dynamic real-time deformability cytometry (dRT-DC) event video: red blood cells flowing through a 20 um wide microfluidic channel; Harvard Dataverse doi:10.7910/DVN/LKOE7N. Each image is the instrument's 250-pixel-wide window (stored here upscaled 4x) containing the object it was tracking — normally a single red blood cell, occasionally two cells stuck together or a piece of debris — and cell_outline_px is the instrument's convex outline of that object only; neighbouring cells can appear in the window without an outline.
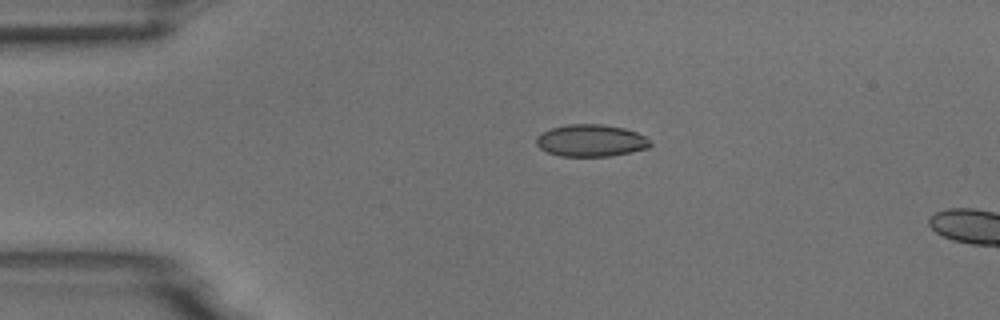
{"species": "common noctule bat (a hibernating species)", "species_latin": "Nyctalus noctula", "temperature_condition": "room temperature", "stored_images_in_passage": 4, "camera_frame_rate_fps": 3000, "um_per_image_px": 0.085, "animal": {"sex": "male", "body_mass_g": 18.8}, "frame": {"image": 1, "passage_image": 1, "time_ms": 0.0, "image_size_px": [1000, 320], "cell_outline_px": [[652, 144], [648, 148], [612, 156], [560, 156], [548, 152], [540, 148], [536, 144], [536, 136], [552, 128], [568, 124], [600, 124], [624, 128], [636, 132], [644, 136]], "centroid_in_image_um": [50.22, 11.95], "position_along_channel_um": 34.8, "area_um2": 21.15}}